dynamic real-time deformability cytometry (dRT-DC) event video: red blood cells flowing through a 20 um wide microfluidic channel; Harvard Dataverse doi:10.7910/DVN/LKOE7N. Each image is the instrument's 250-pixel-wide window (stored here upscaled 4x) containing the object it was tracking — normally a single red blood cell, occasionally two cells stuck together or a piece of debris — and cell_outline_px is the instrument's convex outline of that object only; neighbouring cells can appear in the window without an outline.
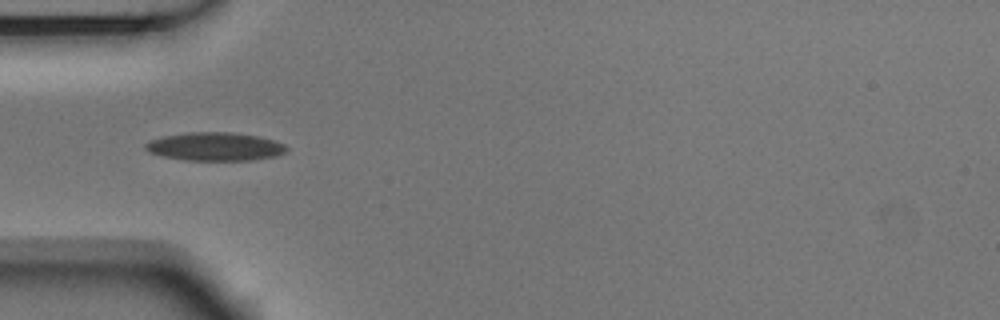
{"species": "Egyptian fruit bat (a non-hibernating species)", "species_latin": "Rousettus aegyptiacus", "temperature_condition": "room temperature", "stored_images_in_passage": 5, "camera_frame_rate_fps": 3000, "um_per_image_px": 0.085, "animal": {"sex": "male"}, "frame": {"image": 1, "passage_image": 5, "time_ms": 1.333, "image_size_px": [1000, 320], "cell_outline_px": [[288, 148], [284, 152], [276, 156], [252, 160], [184, 160], [160, 156], [148, 152], [144, 148], [144, 144], [148, 140], [164, 136], [188, 132], [232, 132], [260, 136], [284, 144]], "centroid_in_image_um": [18.23, 12.46], "position_along_channel_um": 66.8, "area_um2": 23.47}}